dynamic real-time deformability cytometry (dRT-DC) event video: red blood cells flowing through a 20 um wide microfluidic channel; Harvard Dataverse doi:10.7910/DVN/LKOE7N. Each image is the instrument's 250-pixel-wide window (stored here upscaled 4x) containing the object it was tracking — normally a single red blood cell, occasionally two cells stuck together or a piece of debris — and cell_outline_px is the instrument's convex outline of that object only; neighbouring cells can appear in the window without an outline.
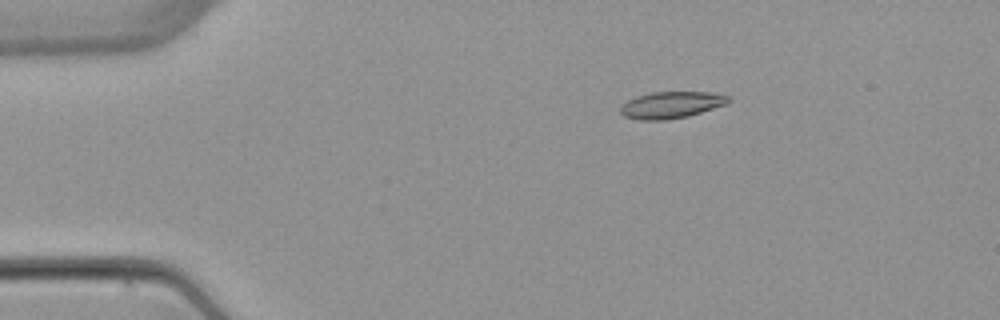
{"species": "common noctule bat (a hibernating species)", "species_latin": "Nyctalus noctula", "temperature_condition": "warm", "stored_images_in_passage": 6, "camera_frame_rate_fps": 3000, "um_per_image_px": 0.085, "animal": {"sex": "female", "body_mass_g": 22.7, "forearm_length_mm": 54.2}, "frame": {"image": 1, "passage_image": 3, "time_ms": 2.333, "image_size_px": [1000, 320], "cell_outline_px": [[732, 100], [728, 104], [688, 116], [664, 120], [640, 120], [624, 116], [620, 112], [620, 104], [636, 96], [652, 92], [712, 92], [732, 96]], "centroid_in_image_um": [57.09, 8.91], "position_along_channel_um": 27.9, "area_um2": 17.05}}
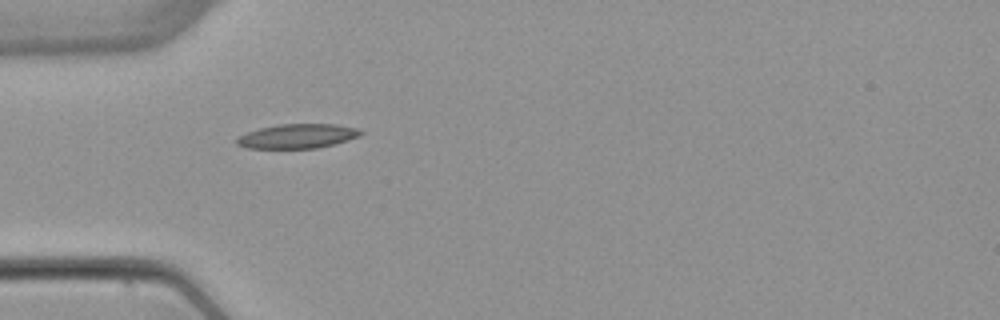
{"frame": {"image": 2, "passage_image": 5, "time_ms": 4.667, "image_size_px": [1000, 320], "cell_outline_px": [[364, 132], [360, 136], [348, 140], [316, 148], [248, 148], [236, 144], [236, 140], [240, 136], [248, 132], [260, 128], [276, 124], [336, 124], [356, 128]], "centroid_in_image_um": [25.3, 11.56], "position_along_channel_um": 59.7, "area_um2": 17.46}}
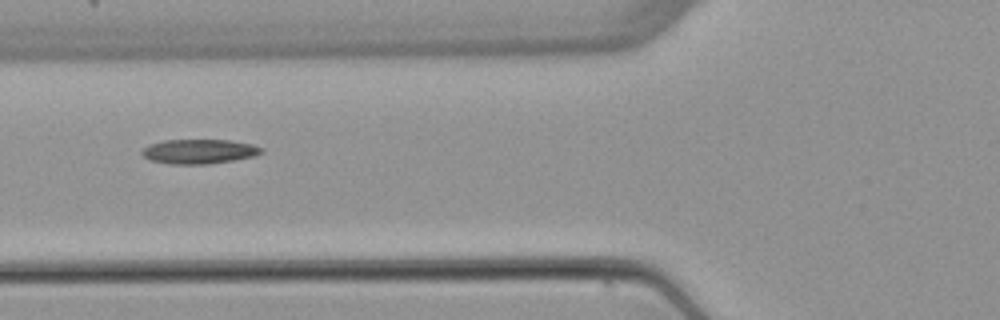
{"frame": {"image": 3, "passage_image": 6, "time_ms": 6.0, "image_size_px": [1000, 320], "cell_outline_px": [[264, 152], [252, 156], [232, 160], [208, 164], [168, 164], [148, 160], [140, 152], [148, 144], [164, 140], [228, 140], [252, 144], [264, 148]], "centroid_in_image_um": [16.89, 12.87], "position_along_channel_um": 108.9, "area_um2": 17.11}}